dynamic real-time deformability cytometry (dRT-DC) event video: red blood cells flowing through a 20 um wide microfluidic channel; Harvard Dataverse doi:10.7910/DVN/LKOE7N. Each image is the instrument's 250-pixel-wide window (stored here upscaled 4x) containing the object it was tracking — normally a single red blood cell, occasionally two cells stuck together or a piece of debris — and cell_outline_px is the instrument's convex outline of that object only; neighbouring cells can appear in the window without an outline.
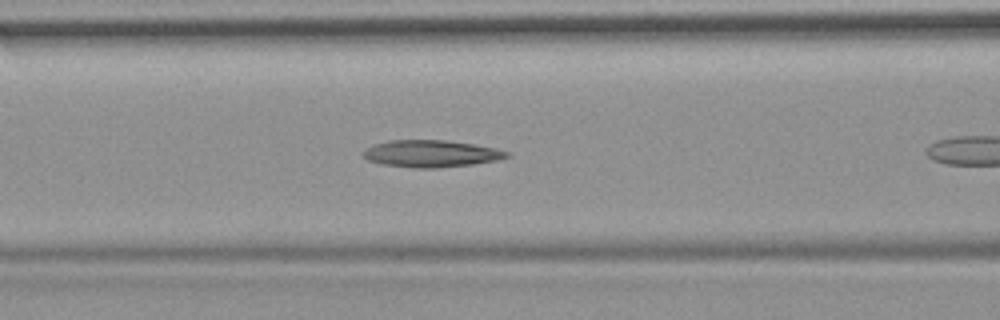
{"species": "common noctule bat (a hibernating species)", "species_latin": "Nyctalus noctula", "temperature_condition": "room temperature", "stored_images_in_passage": 15, "camera_frame_rate_fps": 3000, "um_per_image_px": 0.085, "animal": {"sex": "female", "body_mass_g": 19.9}, "frame": {"image": 1, "passage_image": 7, "time_ms": 2.0, "image_size_px": [1000, 320], "cell_outline_px": [[508, 156], [496, 160], [472, 164], [440, 168], [412, 168], [384, 164], [368, 160], [364, 156], [364, 152], [368, 148], [376, 144], [388, 140], [448, 140], [496, 148], [508, 152]], "centroid_in_image_um": [36.65, 13.06], "position_along_channel_um": 129.9, "area_um2": 22.31}}